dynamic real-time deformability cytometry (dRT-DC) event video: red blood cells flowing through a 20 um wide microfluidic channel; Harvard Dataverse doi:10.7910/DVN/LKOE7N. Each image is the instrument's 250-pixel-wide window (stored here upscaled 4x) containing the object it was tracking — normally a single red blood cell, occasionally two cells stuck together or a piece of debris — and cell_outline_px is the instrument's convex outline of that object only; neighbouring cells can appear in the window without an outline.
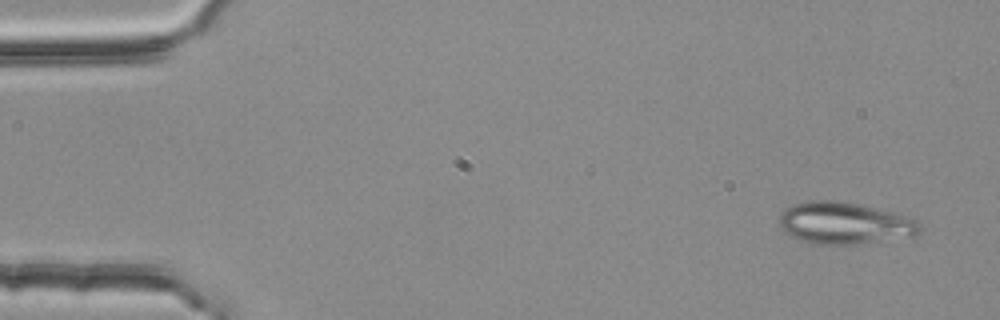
{"species": "common noctule bat (a hibernating species)", "species_latin": "Nyctalus noctula", "temperature_condition": "room temperature", "stored_images_in_passage": 3, "camera_frame_rate_fps": 3000, "um_per_image_px": 0.085, "animal": {"sex": "female", "body_mass_g": 25.1}, "frame": {"image": 1, "passage_image": 1, "time_ms": 0.0, "image_size_px": [1000, 320], "cell_outline_px": [[920, 232], [916, 236], [852, 244], [812, 244], [800, 240], [792, 236], [780, 224], [780, 216], [792, 204], [812, 200], [840, 200], [900, 212], [916, 220], [920, 224]], "centroid_in_image_um": [71.87, 18.95], "position_along_channel_um": 13.1, "area_um2": 34.39}}